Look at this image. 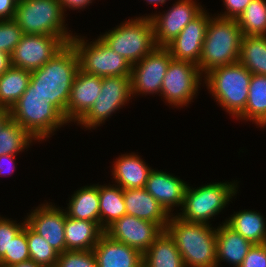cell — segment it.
<instances>
[{
  "mask_svg": "<svg viewBox=\"0 0 266 267\" xmlns=\"http://www.w3.org/2000/svg\"><path fill=\"white\" fill-rule=\"evenodd\" d=\"M69 200L66 214L68 217L94 221L100 226L98 184L84 186L74 192Z\"/></svg>",
  "mask_w": 266,
  "mask_h": 267,
  "instance_id": "cell-26",
  "label": "cell"
},
{
  "mask_svg": "<svg viewBox=\"0 0 266 267\" xmlns=\"http://www.w3.org/2000/svg\"><path fill=\"white\" fill-rule=\"evenodd\" d=\"M10 117L21 125L34 139L45 140L68 123L64 115L48 100L38 93L27 90L11 107Z\"/></svg>",
  "mask_w": 266,
  "mask_h": 267,
  "instance_id": "cell-5",
  "label": "cell"
},
{
  "mask_svg": "<svg viewBox=\"0 0 266 267\" xmlns=\"http://www.w3.org/2000/svg\"><path fill=\"white\" fill-rule=\"evenodd\" d=\"M15 157L16 155L11 154H3L0 156V175L5 176L14 171V168L16 167L14 163ZM12 164L13 166H11Z\"/></svg>",
  "mask_w": 266,
  "mask_h": 267,
  "instance_id": "cell-42",
  "label": "cell"
},
{
  "mask_svg": "<svg viewBox=\"0 0 266 267\" xmlns=\"http://www.w3.org/2000/svg\"><path fill=\"white\" fill-rule=\"evenodd\" d=\"M242 37L236 19L210 17L198 64L201 74L238 62Z\"/></svg>",
  "mask_w": 266,
  "mask_h": 267,
  "instance_id": "cell-3",
  "label": "cell"
},
{
  "mask_svg": "<svg viewBox=\"0 0 266 267\" xmlns=\"http://www.w3.org/2000/svg\"><path fill=\"white\" fill-rule=\"evenodd\" d=\"M97 267H142L143 254L103 233L93 248Z\"/></svg>",
  "mask_w": 266,
  "mask_h": 267,
  "instance_id": "cell-20",
  "label": "cell"
},
{
  "mask_svg": "<svg viewBox=\"0 0 266 267\" xmlns=\"http://www.w3.org/2000/svg\"><path fill=\"white\" fill-rule=\"evenodd\" d=\"M240 267H266V243L253 244Z\"/></svg>",
  "mask_w": 266,
  "mask_h": 267,
  "instance_id": "cell-39",
  "label": "cell"
},
{
  "mask_svg": "<svg viewBox=\"0 0 266 267\" xmlns=\"http://www.w3.org/2000/svg\"><path fill=\"white\" fill-rule=\"evenodd\" d=\"M79 69L77 52L68 43L41 68L31 71L26 90L50 101L66 119L71 87Z\"/></svg>",
  "mask_w": 266,
  "mask_h": 267,
  "instance_id": "cell-1",
  "label": "cell"
},
{
  "mask_svg": "<svg viewBox=\"0 0 266 267\" xmlns=\"http://www.w3.org/2000/svg\"><path fill=\"white\" fill-rule=\"evenodd\" d=\"M31 71L10 66L0 75V107L11 109L27 89Z\"/></svg>",
  "mask_w": 266,
  "mask_h": 267,
  "instance_id": "cell-30",
  "label": "cell"
},
{
  "mask_svg": "<svg viewBox=\"0 0 266 267\" xmlns=\"http://www.w3.org/2000/svg\"><path fill=\"white\" fill-rule=\"evenodd\" d=\"M147 1V3H149V4H156V5H158V4H161V5H163V4H165V2L167 1V0H146Z\"/></svg>",
  "mask_w": 266,
  "mask_h": 267,
  "instance_id": "cell-47",
  "label": "cell"
},
{
  "mask_svg": "<svg viewBox=\"0 0 266 267\" xmlns=\"http://www.w3.org/2000/svg\"><path fill=\"white\" fill-rule=\"evenodd\" d=\"M64 15L59 0H20L13 20L24 34L58 36L68 44L74 36L64 25Z\"/></svg>",
  "mask_w": 266,
  "mask_h": 267,
  "instance_id": "cell-6",
  "label": "cell"
},
{
  "mask_svg": "<svg viewBox=\"0 0 266 267\" xmlns=\"http://www.w3.org/2000/svg\"><path fill=\"white\" fill-rule=\"evenodd\" d=\"M52 205L43 203L38 206L27 215L26 223L60 254L66 251V211Z\"/></svg>",
  "mask_w": 266,
  "mask_h": 267,
  "instance_id": "cell-16",
  "label": "cell"
},
{
  "mask_svg": "<svg viewBox=\"0 0 266 267\" xmlns=\"http://www.w3.org/2000/svg\"><path fill=\"white\" fill-rule=\"evenodd\" d=\"M11 66L10 55L0 51V75L3 74Z\"/></svg>",
  "mask_w": 266,
  "mask_h": 267,
  "instance_id": "cell-44",
  "label": "cell"
},
{
  "mask_svg": "<svg viewBox=\"0 0 266 267\" xmlns=\"http://www.w3.org/2000/svg\"><path fill=\"white\" fill-rule=\"evenodd\" d=\"M30 260V253L26 239V223L19 233L13 238L6 251L0 259V267H10L12 265Z\"/></svg>",
  "mask_w": 266,
  "mask_h": 267,
  "instance_id": "cell-35",
  "label": "cell"
},
{
  "mask_svg": "<svg viewBox=\"0 0 266 267\" xmlns=\"http://www.w3.org/2000/svg\"><path fill=\"white\" fill-rule=\"evenodd\" d=\"M172 56L165 47H156L150 54L132 65L130 82L132 96L135 94H159L163 78Z\"/></svg>",
  "mask_w": 266,
  "mask_h": 267,
  "instance_id": "cell-13",
  "label": "cell"
},
{
  "mask_svg": "<svg viewBox=\"0 0 266 267\" xmlns=\"http://www.w3.org/2000/svg\"><path fill=\"white\" fill-rule=\"evenodd\" d=\"M17 0H0V20L14 18Z\"/></svg>",
  "mask_w": 266,
  "mask_h": 267,
  "instance_id": "cell-41",
  "label": "cell"
},
{
  "mask_svg": "<svg viewBox=\"0 0 266 267\" xmlns=\"http://www.w3.org/2000/svg\"><path fill=\"white\" fill-rule=\"evenodd\" d=\"M203 10L194 0H179L164 14L148 15L153 26L156 46L165 47Z\"/></svg>",
  "mask_w": 266,
  "mask_h": 267,
  "instance_id": "cell-14",
  "label": "cell"
},
{
  "mask_svg": "<svg viewBox=\"0 0 266 267\" xmlns=\"http://www.w3.org/2000/svg\"><path fill=\"white\" fill-rule=\"evenodd\" d=\"M34 139L21 125L10 119L0 129V156L17 155L27 149Z\"/></svg>",
  "mask_w": 266,
  "mask_h": 267,
  "instance_id": "cell-33",
  "label": "cell"
},
{
  "mask_svg": "<svg viewBox=\"0 0 266 267\" xmlns=\"http://www.w3.org/2000/svg\"><path fill=\"white\" fill-rule=\"evenodd\" d=\"M238 184L215 182L191 188L187 185L182 212L176 215L183 221L209 225V219L216 216L237 194Z\"/></svg>",
  "mask_w": 266,
  "mask_h": 267,
  "instance_id": "cell-7",
  "label": "cell"
},
{
  "mask_svg": "<svg viewBox=\"0 0 266 267\" xmlns=\"http://www.w3.org/2000/svg\"><path fill=\"white\" fill-rule=\"evenodd\" d=\"M84 37L75 36L70 43L77 52L79 68L83 72L99 77L130 76L131 63L113 51L100 38L87 43Z\"/></svg>",
  "mask_w": 266,
  "mask_h": 267,
  "instance_id": "cell-9",
  "label": "cell"
},
{
  "mask_svg": "<svg viewBox=\"0 0 266 267\" xmlns=\"http://www.w3.org/2000/svg\"><path fill=\"white\" fill-rule=\"evenodd\" d=\"M102 78L78 70L73 81L66 108V121L78 122L98 99Z\"/></svg>",
  "mask_w": 266,
  "mask_h": 267,
  "instance_id": "cell-18",
  "label": "cell"
},
{
  "mask_svg": "<svg viewBox=\"0 0 266 267\" xmlns=\"http://www.w3.org/2000/svg\"><path fill=\"white\" fill-rule=\"evenodd\" d=\"M131 96L130 76L102 77L98 99L77 124L84 126L85 129L97 128L116 110L129 102Z\"/></svg>",
  "mask_w": 266,
  "mask_h": 267,
  "instance_id": "cell-10",
  "label": "cell"
},
{
  "mask_svg": "<svg viewBox=\"0 0 266 267\" xmlns=\"http://www.w3.org/2000/svg\"><path fill=\"white\" fill-rule=\"evenodd\" d=\"M99 185L100 227L105 230L117 219L126 215L123 189L118 185Z\"/></svg>",
  "mask_w": 266,
  "mask_h": 267,
  "instance_id": "cell-29",
  "label": "cell"
},
{
  "mask_svg": "<svg viewBox=\"0 0 266 267\" xmlns=\"http://www.w3.org/2000/svg\"><path fill=\"white\" fill-rule=\"evenodd\" d=\"M186 182L180 178L159 170L152 169L148 175L145 189L172 215V208L184 202Z\"/></svg>",
  "mask_w": 266,
  "mask_h": 267,
  "instance_id": "cell-19",
  "label": "cell"
},
{
  "mask_svg": "<svg viewBox=\"0 0 266 267\" xmlns=\"http://www.w3.org/2000/svg\"><path fill=\"white\" fill-rule=\"evenodd\" d=\"M30 259L42 267H55L59 253L26 223Z\"/></svg>",
  "mask_w": 266,
  "mask_h": 267,
  "instance_id": "cell-34",
  "label": "cell"
},
{
  "mask_svg": "<svg viewBox=\"0 0 266 267\" xmlns=\"http://www.w3.org/2000/svg\"><path fill=\"white\" fill-rule=\"evenodd\" d=\"M252 0H223L227 11L218 14V17L237 19Z\"/></svg>",
  "mask_w": 266,
  "mask_h": 267,
  "instance_id": "cell-40",
  "label": "cell"
},
{
  "mask_svg": "<svg viewBox=\"0 0 266 267\" xmlns=\"http://www.w3.org/2000/svg\"><path fill=\"white\" fill-rule=\"evenodd\" d=\"M123 198L126 215L151 221L166 230L171 215L145 188L123 189Z\"/></svg>",
  "mask_w": 266,
  "mask_h": 267,
  "instance_id": "cell-21",
  "label": "cell"
},
{
  "mask_svg": "<svg viewBox=\"0 0 266 267\" xmlns=\"http://www.w3.org/2000/svg\"><path fill=\"white\" fill-rule=\"evenodd\" d=\"M92 1L93 0H59L63 13L67 11L65 10L66 8H72L73 10L84 9L85 6L92 3Z\"/></svg>",
  "mask_w": 266,
  "mask_h": 267,
  "instance_id": "cell-43",
  "label": "cell"
},
{
  "mask_svg": "<svg viewBox=\"0 0 266 267\" xmlns=\"http://www.w3.org/2000/svg\"><path fill=\"white\" fill-rule=\"evenodd\" d=\"M11 119L10 109L0 107V129Z\"/></svg>",
  "mask_w": 266,
  "mask_h": 267,
  "instance_id": "cell-45",
  "label": "cell"
},
{
  "mask_svg": "<svg viewBox=\"0 0 266 267\" xmlns=\"http://www.w3.org/2000/svg\"><path fill=\"white\" fill-rule=\"evenodd\" d=\"M202 77L198 65L172 58L163 78L160 96L171 106H187L197 95Z\"/></svg>",
  "mask_w": 266,
  "mask_h": 267,
  "instance_id": "cell-11",
  "label": "cell"
},
{
  "mask_svg": "<svg viewBox=\"0 0 266 267\" xmlns=\"http://www.w3.org/2000/svg\"><path fill=\"white\" fill-rule=\"evenodd\" d=\"M239 62L251 74L266 75V36H243Z\"/></svg>",
  "mask_w": 266,
  "mask_h": 267,
  "instance_id": "cell-31",
  "label": "cell"
},
{
  "mask_svg": "<svg viewBox=\"0 0 266 267\" xmlns=\"http://www.w3.org/2000/svg\"><path fill=\"white\" fill-rule=\"evenodd\" d=\"M236 20L243 36H266V0H252Z\"/></svg>",
  "mask_w": 266,
  "mask_h": 267,
  "instance_id": "cell-32",
  "label": "cell"
},
{
  "mask_svg": "<svg viewBox=\"0 0 266 267\" xmlns=\"http://www.w3.org/2000/svg\"><path fill=\"white\" fill-rule=\"evenodd\" d=\"M10 267H42V266L36 264L34 261H32L30 259V260H27V261L12 265Z\"/></svg>",
  "mask_w": 266,
  "mask_h": 267,
  "instance_id": "cell-46",
  "label": "cell"
},
{
  "mask_svg": "<svg viewBox=\"0 0 266 267\" xmlns=\"http://www.w3.org/2000/svg\"><path fill=\"white\" fill-rule=\"evenodd\" d=\"M251 76L238 61L210 70L204 81L219 105L237 118L245 110Z\"/></svg>",
  "mask_w": 266,
  "mask_h": 267,
  "instance_id": "cell-4",
  "label": "cell"
},
{
  "mask_svg": "<svg viewBox=\"0 0 266 267\" xmlns=\"http://www.w3.org/2000/svg\"><path fill=\"white\" fill-rule=\"evenodd\" d=\"M171 215L166 231L174 239L185 267H217L216 228Z\"/></svg>",
  "mask_w": 266,
  "mask_h": 267,
  "instance_id": "cell-2",
  "label": "cell"
},
{
  "mask_svg": "<svg viewBox=\"0 0 266 267\" xmlns=\"http://www.w3.org/2000/svg\"><path fill=\"white\" fill-rule=\"evenodd\" d=\"M55 267H97L96 256L93 250H67L59 254Z\"/></svg>",
  "mask_w": 266,
  "mask_h": 267,
  "instance_id": "cell-36",
  "label": "cell"
},
{
  "mask_svg": "<svg viewBox=\"0 0 266 267\" xmlns=\"http://www.w3.org/2000/svg\"><path fill=\"white\" fill-rule=\"evenodd\" d=\"M253 243L235 232L225 222L216 229V262L226 261L240 267Z\"/></svg>",
  "mask_w": 266,
  "mask_h": 267,
  "instance_id": "cell-22",
  "label": "cell"
},
{
  "mask_svg": "<svg viewBox=\"0 0 266 267\" xmlns=\"http://www.w3.org/2000/svg\"><path fill=\"white\" fill-rule=\"evenodd\" d=\"M24 33L13 20H0V51L12 54Z\"/></svg>",
  "mask_w": 266,
  "mask_h": 267,
  "instance_id": "cell-37",
  "label": "cell"
},
{
  "mask_svg": "<svg viewBox=\"0 0 266 267\" xmlns=\"http://www.w3.org/2000/svg\"><path fill=\"white\" fill-rule=\"evenodd\" d=\"M261 213L243 210L234 213L225 223L253 244L266 243V218Z\"/></svg>",
  "mask_w": 266,
  "mask_h": 267,
  "instance_id": "cell-27",
  "label": "cell"
},
{
  "mask_svg": "<svg viewBox=\"0 0 266 267\" xmlns=\"http://www.w3.org/2000/svg\"><path fill=\"white\" fill-rule=\"evenodd\" d=\"M128 20L103 36L100 35L99 38L133 65L150 54L157 46L149 16Z\"/></svg>",
  "mask_w": 266,
  "mask_h": 267,
  "instance_id": "cell-8",
  "label": "cell"
},
{
  "mask_svg": "<svg viewBox=\"0 0 266 267\" xmlns=\"http://www.w3.org/2000/svg\"><path fill=\"white\" fill-rule=\"evenodd\" d=\"M104 230L94 221L68 217L65 221L66 251L93 250Z\"/></svg>",
  "mask_w": 266,
  "mask_h": 267,
  "instance_id": "cell-24",
  "label": "cell"
},
{
  "mask_svg": "<svg viewBox=\"0 0 266 267\" xmlns=\"http://www.w3.org/2000/svg\"><path fill=\"white\" fill-rule=\"evenodd\" d=\"M209 20L210 15L204 9L165 46L173 59L199 64Z\"/></svg>",
  "mask_w": 266,
  "mask_h": 267,
  "instance_id": "cell-17",
  "label": "cell"
},
{
  "mask_svg": "<svg viewBox=\"0 0 266 267\" xmlns=\"http://www.w3.org/2000/svg\"><path fill=\"white\" fill-rule=\"evenodd\" d=\"M26 223L23 221L17 224L16 221L0 217V259L4 256L6 251H9V245L13 238L19 233Z\"/></svg>",
  "mask_w": 266,
  "mask_h": 267,
  "instance_id": "cell-38",
  "label": "cell"
},
{
  "mask_svg": "<svg viewBox=\"0 0 266 267\" xmlns=\"http://www.w3.org/2000/svg\"><path fill=\"white\" fill-rule=\"evenodd\" d=\"M142 267H185L174 239L164 230L143 254Z\"/></svg>",
  "mask_w": 266,
  "mask_h": 267,
  "instance_id": "cell-25",
  "label": "cell"
},
{
  "mask_svg": "<svg viewBox=\"0 0 266 267\" xmlns=\"http://www.w3.org/2000/svg\"><path fill=\"white\" fill-rule=\"evenodd\" d=\"M248 89L245 110L237 119L253 121L263 128L266 126V75L252 74Z\"/></svg>",
  "mask_w": 266,
  "mask_h": 267,
  "instance_id": "cell-28",
  "label": "cell"
},
{
  "mask_svg": "<svg viewBox=\"0 0 266 267\" xmlns=\"http://www.w3.org/2000/svg\"><path fill=\"white\" fill-rule=\"evenodd\" d=\"M112 175L122 189L145 188L151 167L139 155L124 154L116 159L113 164Z\"/></svg>",
  "mask_w": 266,
  "mask_h": 267,
  "instance_id": "cell-23",
  "label": "cell"
},
{
  "mask_svg": "<svg viewBox=\"0 0 266 267\" xmlns=\"http://www.w3.org/2000/svg\"><path fill=\"white\" fill-rule=\"evenodd\" d=\"M162 232L156 223L130 215L122 216L104 230L110 238L138 250L141 254L146 252Z\"/></svg>",
  "mask_w": 266,
  "mask_h": 267,
  "instance_id": "cell-15",
  "label": "cell"
},
{
  "mask_svg": "<svg viewBox=\"0 0 266 267\" xmlns=\"http://www.w3.org/2000/svg\"><path fill=\"white\" fill-rule=\"evenodd\" d=\"M65 45L58 36L24 34L10 55L11 66L28 71L39 69Z\"/></svg>",
  "mask_w": 266,
  "mask_h": 267,
  "instance_id": "cell-12",
  "label": "cell"
}]
</instances>
